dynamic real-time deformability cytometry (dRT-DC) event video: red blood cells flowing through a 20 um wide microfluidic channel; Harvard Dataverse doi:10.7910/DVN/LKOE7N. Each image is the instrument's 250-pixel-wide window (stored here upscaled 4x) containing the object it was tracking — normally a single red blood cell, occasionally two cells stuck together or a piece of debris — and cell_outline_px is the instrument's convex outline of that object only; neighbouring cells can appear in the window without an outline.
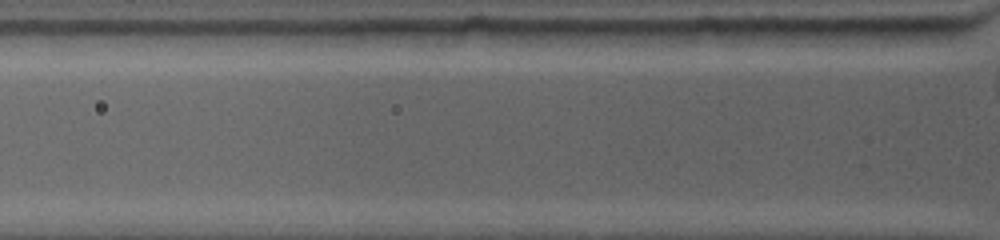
{"species": "common noctule bat (a hibernating species)", "species_latin": "Nyctalus noctula", "temperature_condition": "warm", "stored_images_in_passage": 2, "segment_of_instrument_passage": [2, 2], "camera_frame_rate_fps": 4500, "um_per_image_px": 0.085, "animal": {"sex": "female", "body_mass_g": 19.0, "forearm_length_mm": 53.3}, "frame": {"image": 1, "passage_image": 2, "time_ms": 0.889, "image_size_px": [1000, 240], "cell_outline_px": [[848, 28], [840, 32], [808, 44], [736, 44], [716, 28]], "centroid_in_image_um": [66.13, 2.99], "position_along_channel_um": 59.7, "area_um2": 11.91}}